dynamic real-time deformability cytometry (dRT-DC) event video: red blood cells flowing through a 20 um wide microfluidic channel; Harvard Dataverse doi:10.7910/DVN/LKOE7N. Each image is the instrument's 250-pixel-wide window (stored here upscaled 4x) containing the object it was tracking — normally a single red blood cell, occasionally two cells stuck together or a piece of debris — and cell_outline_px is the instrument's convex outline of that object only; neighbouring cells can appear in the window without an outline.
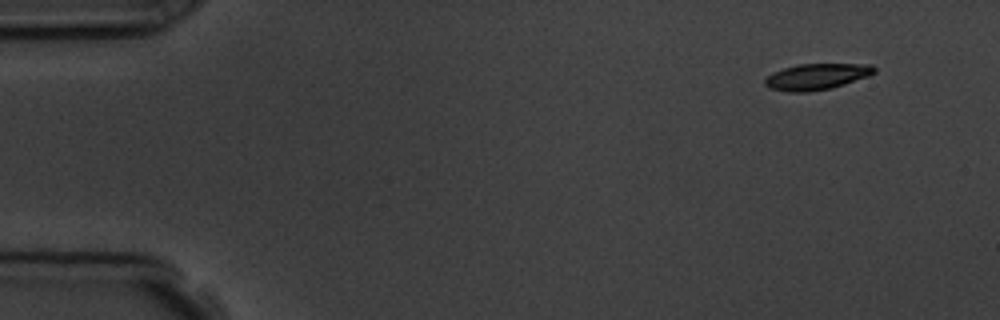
{"species": "common noctule bat (a hibernating species)", "species_latin": "Nyctalus noctula", "temperature_condition": "room temperature", "stored_images_in_passage": 6, "camera_frame_rate_fps": 3000, "um_per_image_px": 0.085, "animal": {"sex": "male", "body_mass_g": 19.5, "forearm_length_mm": 54.6}, "frame": {"image": 1, "passage_image": 1, "time_ms": 0.0, "image_size_px": [1000, 320], "cell_outline_px": [[876, 72], [868, 76], [832, 88], [808, 92], [788, 92], [768, 88], [764, 84], [764, 80], [772, 72], [784, 68], [800, 64], [872, 64], [876, 68]], "centroid_in_image_um": [69.4, 6.52], "position_along_channel_um": 15.6, "area_um2": 16.7}}
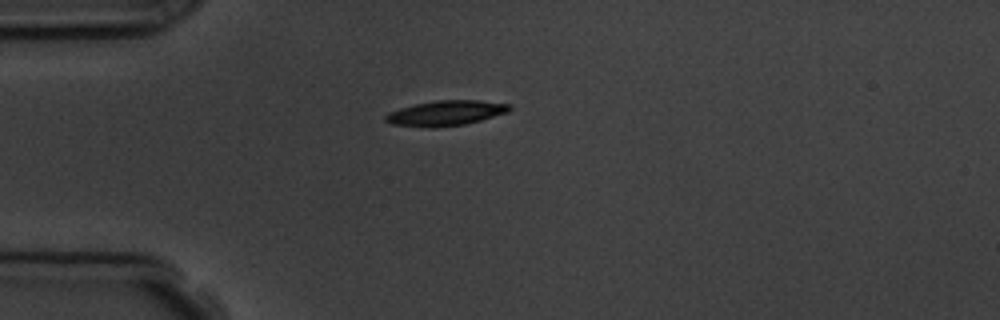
{"frame": {"image": 2, "passage_image": 3, "time_ms": 3.333, "image_size_px": [1000, 320], "cell_outline_px": [[512, 108], [508, 112], [480, 120], [464, 124], [432, 128], [392, 124], [384, 120], [384, 116], [388, 112], [400, 108], [416, 104], [436, 100], [480, 100], [512, 104]], "centroid_in_image_um": [37.9, 9.6], "position_along_channel_um": 47.1, "area_um2": 18.15}}